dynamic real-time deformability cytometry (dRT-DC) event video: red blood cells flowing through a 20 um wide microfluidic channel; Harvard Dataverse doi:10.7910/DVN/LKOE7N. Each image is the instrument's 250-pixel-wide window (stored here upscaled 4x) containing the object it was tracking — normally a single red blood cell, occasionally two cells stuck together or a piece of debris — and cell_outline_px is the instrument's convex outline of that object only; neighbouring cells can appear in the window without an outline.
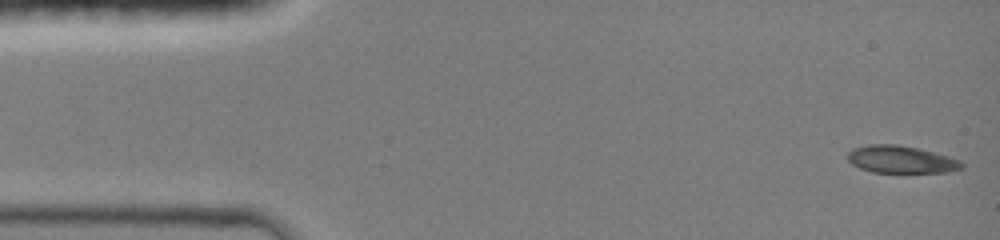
{"species": "common noctule bat (a hibernating species)", "species_latin": "Nyctalus noctula", "temperature_condition": "room temperature", "stored_images_in_passage": 45, "camera_frame_rate_fps": 3000, "um_per_image_px": 0.085, "animal": {"sex": "female", "body_mass_g": 19.0, "forearm_length_mm": 51.5}, "frame": {"image": 1, "passage_image": 1, "time_ms": 0.0, "image_size_px": [1000, 240], "cell_outline_px": [[964, 168], [944, 172], [872, 172], [860, 168], [852, 164], [848, 160], [848, 152], [856, 148], [872, 144], [896, 144], [916, 148], [932, 152], [960, 160], [964, 164]], "centroid_in_image_um": [76.59, 13.56], "position_along_channel_um": 8.4, "area_um2": 17.86}}
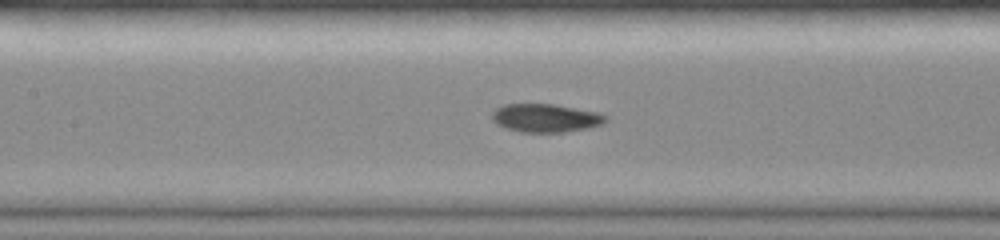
{"frame": {"image": 2, "passage_image": 20, "time_ms": 6.333, "image_size_px": [1000, 240], "cell_outline_px": [[608, 116], [600, 124], [584, 128], [564, 132], [520, 132], [496, 124], [492, 120], [492, 112], [496, 108], [504, 104], [552, 104], [596, 112]], "centroid_in_image_um": [46.3, 10.02], "position_along_channel_um": 161.1, "area_um2": 18.38}}
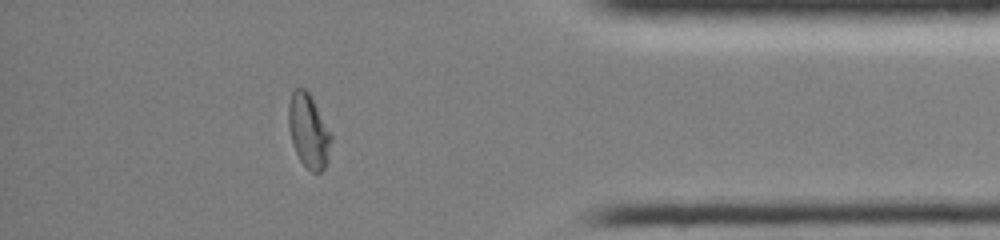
{"frame": {"image": 3, "passage_image": 39, "time_ms": 12.667, "image_size_px": [1000, 240], "cell_outline_px": [[332, 140], [328, 160], [324, 168], [320, 172], [312, 172], [300, 160], [296, 152], [288, 128], [288, 104], [292, 92], [296, 88], [304, 88], [308, 92], [332, 136]], "centroid_in_image_um": [26.22, 11.14], "position_along_channel_um": 409.0, "area_um2": 18.03}, "authors_computed_cell_mechanics": {"area_um2": 18.4382, "velocity_mm_per_s": 4.2176, "shape_relaxation_time_tau1_ms": null, "shape_relaxation_time_tau2_ms": 1.4324, "deformation_change_tau1": null, "deformation_change_tau2": 0.0471}}